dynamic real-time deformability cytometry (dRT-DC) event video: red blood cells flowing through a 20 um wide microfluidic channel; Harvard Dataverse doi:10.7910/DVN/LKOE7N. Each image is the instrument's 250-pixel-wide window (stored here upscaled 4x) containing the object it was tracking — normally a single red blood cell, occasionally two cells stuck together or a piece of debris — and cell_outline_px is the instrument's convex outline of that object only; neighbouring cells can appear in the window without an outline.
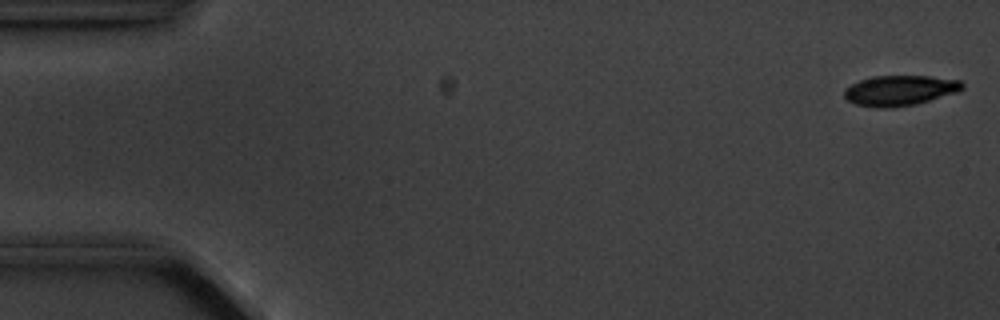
{"species": "common noctule bat (a hibernating species)", "species_latin": "Nyctalus noctula", "temperature_condition": "cold", "stored_images_in_passage": 5, "camera_frame_rate_fps": 3000, "um_per_image_px": 0.085, "animal": {"sex": "male", "body_mass_g": 20.1, "forearm_length_mm": 53.5}, "frame": {"image": 1, "passage_image": 1, "time_ms": 0.0, "image_size_px": [1000, 320], "cell_outline_px": [[964, 88], [956, 92], [916, 104], [892, 108], [876, 108], [856, 104], [848, 100], [844, 96], [844, 88], [860, 80], [872, 76], [932, 76], [960, 80], [964, 84]], "centroid_in_image_um": [76.47, 7.69], "position_along_channel_um": 8.5, "area_um2": 20.87}}